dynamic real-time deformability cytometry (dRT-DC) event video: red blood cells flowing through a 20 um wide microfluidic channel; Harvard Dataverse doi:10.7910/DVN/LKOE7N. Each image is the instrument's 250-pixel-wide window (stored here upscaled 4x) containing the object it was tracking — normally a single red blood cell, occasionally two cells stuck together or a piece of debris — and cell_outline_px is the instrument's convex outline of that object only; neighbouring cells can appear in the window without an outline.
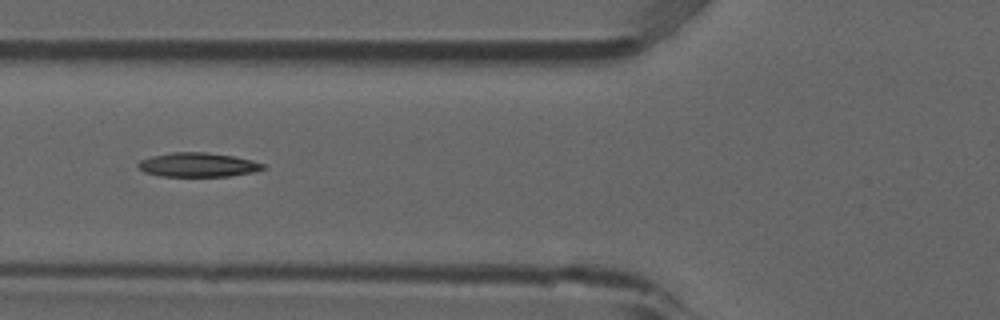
{"species": "common noctule bat (a hibernating species)", "species_latin": "Nyctalus noctula", "temperature_condition": "room temperature", "stored_images_in_passage": 7, "camera_frame_rate_fps": 3000, "um_per_image_px": 0.085, "animal": {"sex": "male", "forearm_length_mm": 52.5}, "frame": {"image": 1, "passage_image": 6, "time_ms": 1.667, "image_size_px": [1000, 320], "cell_outline_px": [[268, 168], [252, 172], [232, 176], [160, 176], [144, 172], [136, 164], [140, 160], [152, 156], [172, 152], [208, 152], [232, 156], [252, 160], [264, 164]], "centroid_in_image_um": [16.83, 14.01], "position_along_channel_um": 109.0, "area_um2": 17.63}}
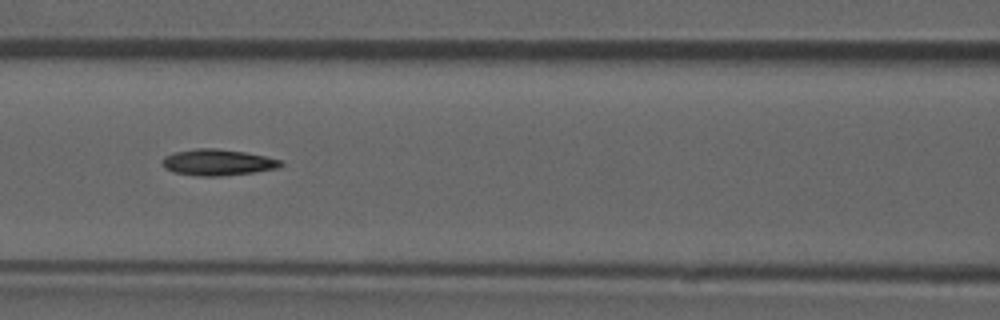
{"frame": {"image": 2, "passage_image": 7, "time_ms": 2.0, "image_size_px": [1000, 320], "cell_outline_px": [[284, 164], [276, 168], [256, 172], [220, 176], [200, 176], [172, 172], [164, 168], [160, 160], [164, 156], [176, 152], [196, 148], [216, 148], [244, 152], [284, 160]], "centroid_in_image_um": [18.49, 13.8], "position_along_channel_um": 148.1, "area_um2": 18.21}}